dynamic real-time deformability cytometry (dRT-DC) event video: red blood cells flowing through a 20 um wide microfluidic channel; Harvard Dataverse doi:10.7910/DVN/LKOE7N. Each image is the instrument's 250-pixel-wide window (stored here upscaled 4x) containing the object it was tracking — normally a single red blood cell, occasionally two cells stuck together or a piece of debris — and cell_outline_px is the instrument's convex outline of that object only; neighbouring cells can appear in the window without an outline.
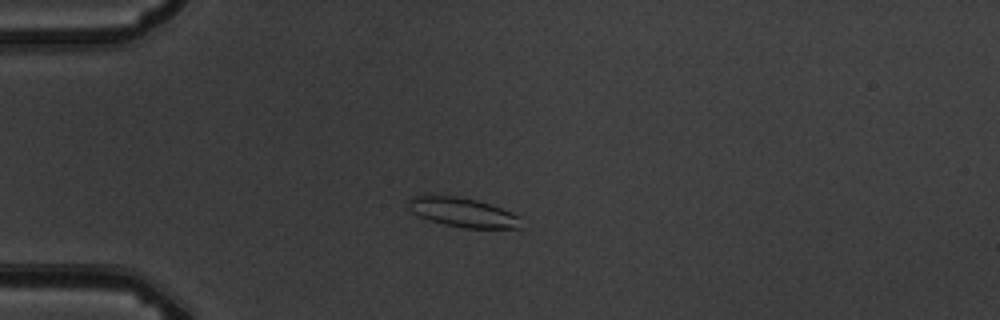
{"species": "common noctule bat (a hibernating species)", "species_latin": "Nyctalus noctula", "temperature_condition": "warm", "stored_images_in_passage": 11, "camera_frame_rate_fps": 3000, "um_per_image_px": 0.085, "animal": {"sex": "male", "body_mass_g": 19.5, "forearm_length_mm": 54.6}, "frame": {"image": 1, "passage_image": 4, "time_ms": 3.333, "image_size_px": [1000, 320], "cell_outline_px": [[520, 228], [464, 228], [444, 224], [428, 220], [416, 216], [408, 208], [408, 200], [424, 192], [456, 196], [476, 200], [500, 208], [516, 216]], "centroid_in_image_um": [39.16, 18.01], "position_along_channel_um": 45.8, "area_um2": 19.31}}
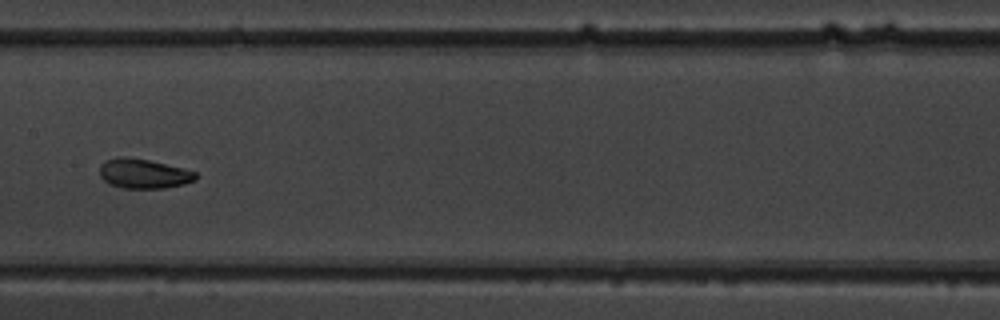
{"frame": {"image": 2, "passage_image": 8, "time_ms": 8.0, "image_size_px": [1000, 320], "cell_outline_px": [[196, 180], [184, 184], [164, 188], [124, 188], [108, 184], [100, 176], [100, 164], [104, 160], [120, 156], [128, 156], [148, 160], [196, 172]], "centroid_in_image_um": [12.15, 14.75], "position_along_channel_um": 195.2, "area_um2": 16.53}}
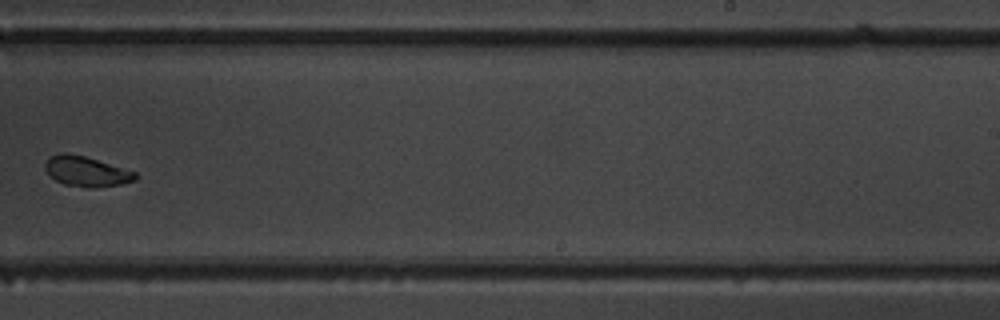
{"frame": {"image": 3, "passage_image": 10, "time_ms": 10.333, "image_size_px": [1000, 320], "cell_outline_px": [[136, 180], [120, 184], [92, 188], [84, 188], [64, 184], [56, 180], [44, 168], [44, 164], [48, 156], [60, 152], [68, 152], [84, 156], [136, 172]], "centroid_in_image_um": [7.29, 14.56], "position_along_channel_um": 281.7, "area_um2": 15.84}}